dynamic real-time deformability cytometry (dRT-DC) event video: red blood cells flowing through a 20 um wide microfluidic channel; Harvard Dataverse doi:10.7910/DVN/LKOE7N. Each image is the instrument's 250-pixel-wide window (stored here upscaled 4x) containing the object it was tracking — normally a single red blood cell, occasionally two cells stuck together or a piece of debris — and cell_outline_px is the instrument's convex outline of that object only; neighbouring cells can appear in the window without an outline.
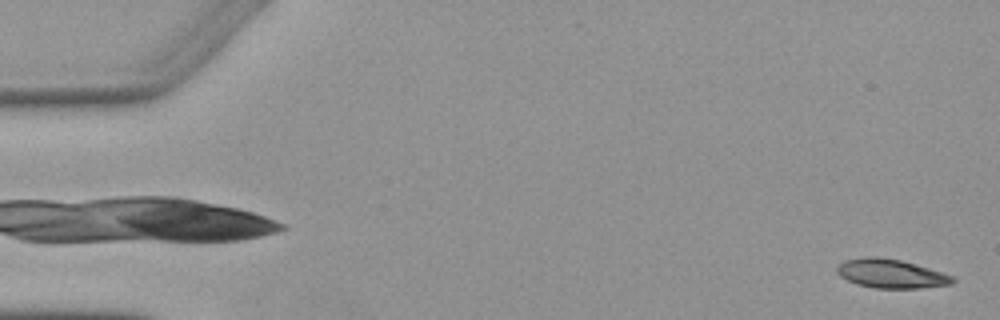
{"species": "Egyptian fruit bat (a non-hibernating species)", "species_latin": "Rousettus aegyptiacus", "temperature_condition": "warm", "stored_images_in_passage": 3, "camera_frame_rate_fps": 3000, "um_per_image_px": 0.085, "animal": {"sex": "female"}, "frame": {"image": 1, "passage_image": 3, "time_ms": 2.333, "image_size_px": [1000, 320], "cell_outline_px": [[956, 280], [952, 284], [920, 288], [872, 288], [856, 284], [840, 276], [836, 272], [836, 268], [844, 260], [864, 256], [880, 256], [900, 260], [916, 264], [952, 276]], "centroid_in_image_um": [75.69, 23.25], "position_along_channel_um": 9.3, "area_um2": 19.54}}